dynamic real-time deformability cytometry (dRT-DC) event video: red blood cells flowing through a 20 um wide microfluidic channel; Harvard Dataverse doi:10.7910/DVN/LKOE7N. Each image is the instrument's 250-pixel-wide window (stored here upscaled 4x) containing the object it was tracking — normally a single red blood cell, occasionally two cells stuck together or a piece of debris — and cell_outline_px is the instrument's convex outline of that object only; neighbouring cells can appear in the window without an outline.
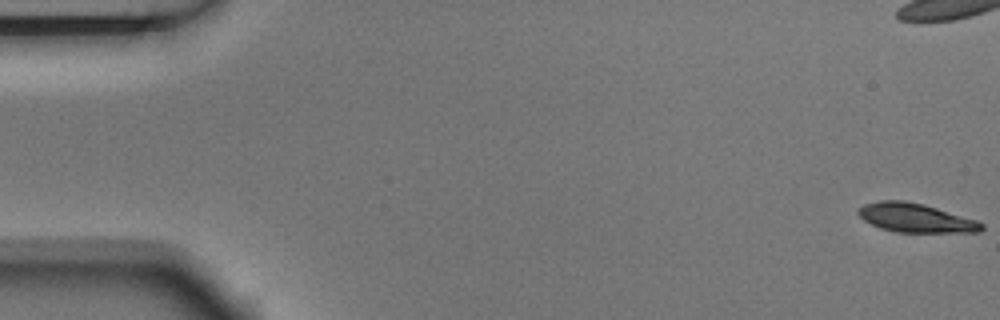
{"species": "Egyptian fruit bat (a non-hibernating species)", "species_latin": "Rousettus aegyptiacus", "temperature_condition": "room temperature", "stored_images_in_passage": 6, "camera_frame_rate_fps": 3000, "um_per_image_px": 0.085, "animal": {"sex": "male"}, "frame": {"image": 1, "passage_image": 1, "time_ms": 0.0, "image_size_px": [1000, 320], "cell_outline_px": [[984, 228], [980, 232], [896, 232], [880, 228], [864, 220], [856, 212], [864, 204], [880, 200], [904, 200], [924, 204], [976, 220], [984, 224]], "centroid_in_image_um": [77.82, 18.52], "position_along_channel_um": 7.2, "area_um2": 20.69}}